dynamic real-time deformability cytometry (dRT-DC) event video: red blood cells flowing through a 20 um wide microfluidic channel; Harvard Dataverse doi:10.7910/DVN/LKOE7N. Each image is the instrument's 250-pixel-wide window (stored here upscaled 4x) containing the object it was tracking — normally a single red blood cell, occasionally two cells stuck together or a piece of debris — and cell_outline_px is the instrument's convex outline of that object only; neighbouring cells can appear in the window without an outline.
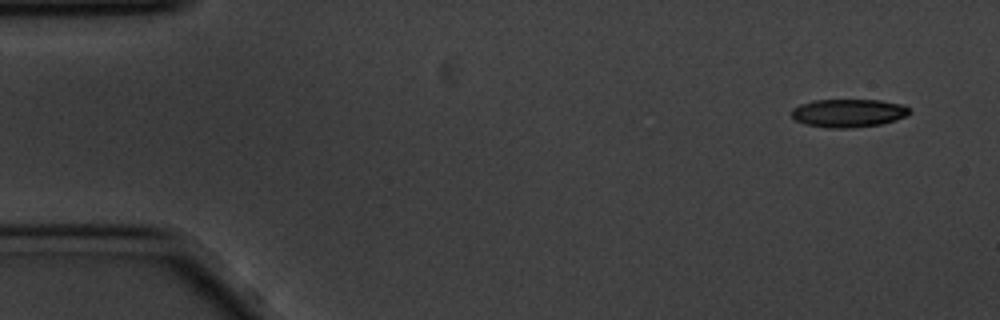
{"species": "common noctule bat (a hibernating species)", "species_latin": "Nyctalus noctula", "temperature_condition": "cold", "stored_images_in_passage": 2, "camera_frame_rate_fps": 3000, "um_per_image_px": 0.085, "animal": {"sex": "male", "body_mass_g": 20.1, "forearm_length_mm": 53.5}, "frame": {"image": 1, "passage_image": 1, "time_ms": 0.0, "image_size_px": [1000, 320], "cell_outline_px": [[912, 112], [896, 120], [880, 124], [852, 128], [828, 128], [804, 124], [796, 120], [792, 116], [792, 108], [800, 104], [812, 100], [880, 100], [904, 104]], "centroid_in_image_um": [72.11, 9.61], "position_along_channel_um": 12.9, "area_um2": 19.48}}